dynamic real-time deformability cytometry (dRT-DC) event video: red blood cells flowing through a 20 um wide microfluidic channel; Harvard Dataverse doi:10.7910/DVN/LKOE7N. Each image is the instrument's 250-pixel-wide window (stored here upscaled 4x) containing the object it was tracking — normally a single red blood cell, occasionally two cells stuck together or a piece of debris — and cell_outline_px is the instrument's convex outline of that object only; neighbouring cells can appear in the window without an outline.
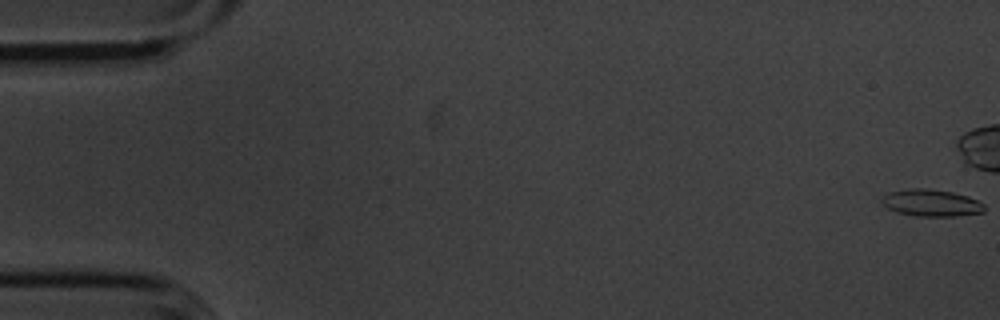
{"species": "common noctule bat (a hibernating species)", "species_latin": "Nyctalus noctula", "temperature_condition": "cold", "stored_images_in_passage": 49, "camera_frame_rate_fps": 3000, "um_per_image_px": 0.085, "animal": {"sex": "male", "body_mass_g": 20.1, "forearm_length_mm": 53.5}, "frame": {"image": 1, "passage_image": 1, "time_ms": 0.0, "image_size_px": [1000, 320], "cell_outline_px": [[984, 212], [956, 216], [916, 216], [896, 212], [880, 204], [880, 200], [888, 192], [908, 188], [924, 188], [952, 192], [968, 196], [984, 204]], "centroid_in_image_um": [79.11, 17.24], "position_along_channel_um": 5.9, "area_um2": 16.18}}
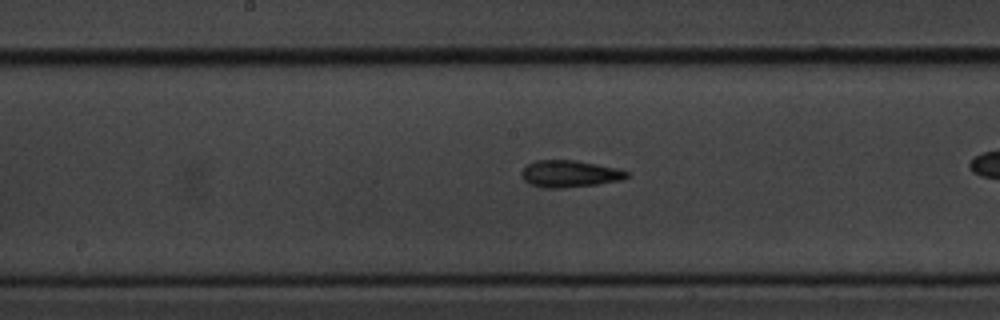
{"frame": {"image": 2, "passage_image": 29, "time_ms": 9.333, "image_size_px": [1000, 320], "cell_outline_px": [[632, 172], [628, 176], [620, 180], [596, 184], [564, 188], [544, 188], [528, 184], [524, 180], [520, 172], [528, 164], [536, 160], [576, 160], [616, 168]], "centroid_in_image_um": [48.4, 14.77], "position_along_channel_um": 199.8, "area_um2": 16.53}}
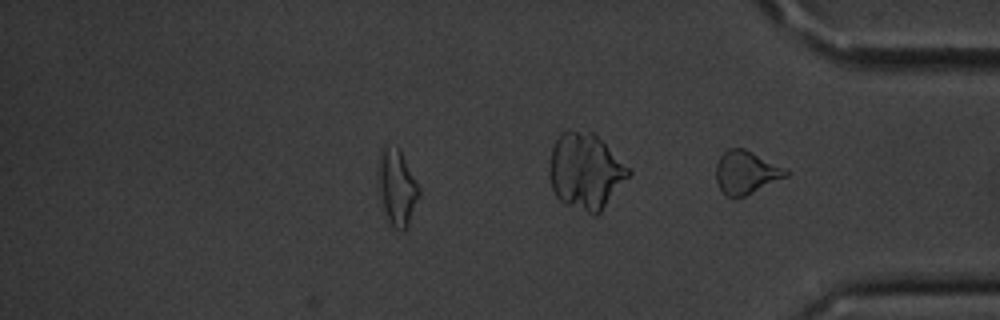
{"frame": {"image": 3, "passage_image": 49, "time_ms": 16.0, "image_size_px": [1000, 320], "cell_outline_px": [[792, 172], [788, 176], [736, 200], [728, 196], [720, 188], [716, 180], [716, 164], [720, 156], [728, 148], [744, 148]], "centroid_in_image_um": [63.41, 14.67], "position_along_channel_um": 371.8, "area_um2": 17.51}, "authors_computed_cell_mechanics": {"area_um2": 15.7216, "velocity_mm_per_s": 3.6321, "shape_relaxation_time_tau1_ms": null, "shape_relaxation_time_tau2_ms": 4.4604, "deformation_change_tau1": null, "deformation_change_tau2": 0.1324}}